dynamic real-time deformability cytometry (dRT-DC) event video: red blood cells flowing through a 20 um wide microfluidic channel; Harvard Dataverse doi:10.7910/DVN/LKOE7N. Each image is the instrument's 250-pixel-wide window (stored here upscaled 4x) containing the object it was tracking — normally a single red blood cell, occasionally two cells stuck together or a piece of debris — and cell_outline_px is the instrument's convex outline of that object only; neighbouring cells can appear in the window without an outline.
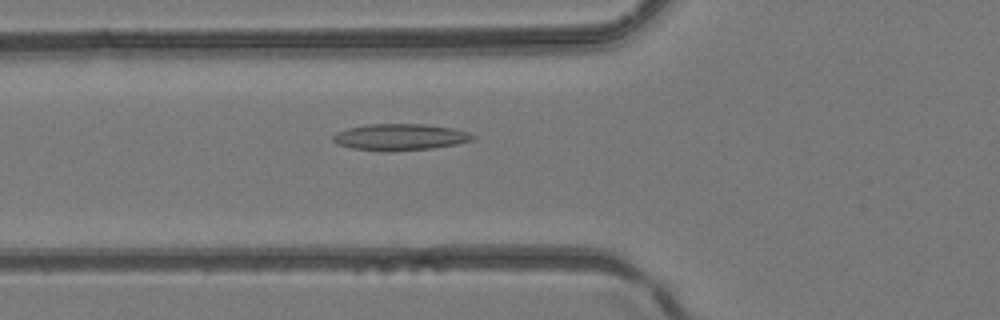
{"species": "common noctule bat (a hibernating species)", "species_latin": "Nyctalus noctula", "temperature_condition": "room temperature", "stored_images_in_passage": 35, "camera_frame_rate_fps": 3000, "um_per_image_px": 0.085, "animal": {"sex": "female", "body_mass_g": 24.6, "forearm_length_mm": 56.2}, "frame": {"image": 1, "passage_image": 18, "time_ms": 5.667, "image_size_px": [1000, 320], "cell_outline_px": [[476, 140], [456, 144], [432, 148], [384, 152], [352, 148], [336, 144], [332, 140], [332, 136], [336, 132], [348, 128], [372, 124], [424, 124], [452, 128], [468, 132], [476, 136]], "centroid_in_image_um": [34.01, 11.66], "position_along_channel_um": 91.8, "area_um2": 21.68}}
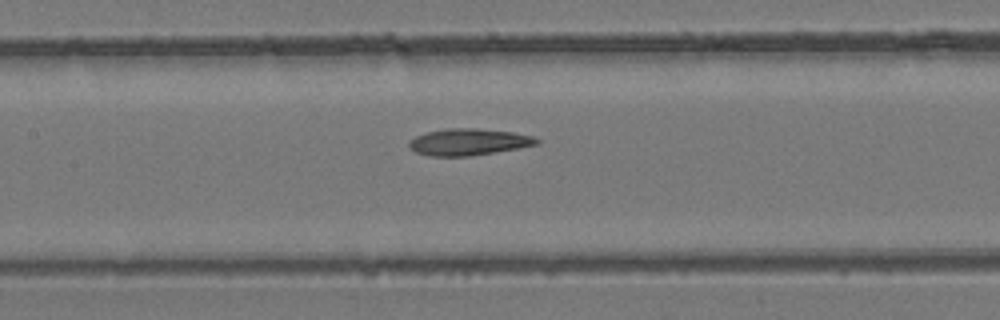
{"frame": {"image": 2, "passage_image": 23, "time_ms": 7.333, "image_size_px": [1000, 320], "cell_outline_px": [[540, 144], [520, 148], [468, 156], [432, 156], [416, 152], [408, 148], [408, 140], [416, 136], [428, 132], [444, 128], [476, 128], [512, 132], [532, 136], [540, 140]], "centroid_in_image_um": [39.82, 12.06], "position_along_channel_um": 167.6, "area_um2": 19.88}}
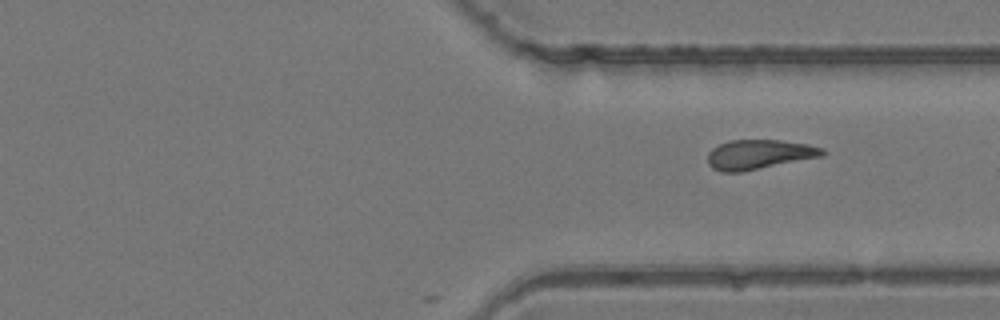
{"frame": {"image": 3, "passage_image": 35, "time_ms": 11.333, "image_size_px": [1000, 320], "cell_outline_px": [[828, 152], [824, 156], [740, 172], [724, 172], [712, 168], [708, 164], [708, 152], [712, 148], [728, 140], [780, 140], [808, 144], [824, 148]], "centroid_in_image_um": [64.55, 13.12], "position_along_channel_um": 346.8, "area_um2": 19.88}}